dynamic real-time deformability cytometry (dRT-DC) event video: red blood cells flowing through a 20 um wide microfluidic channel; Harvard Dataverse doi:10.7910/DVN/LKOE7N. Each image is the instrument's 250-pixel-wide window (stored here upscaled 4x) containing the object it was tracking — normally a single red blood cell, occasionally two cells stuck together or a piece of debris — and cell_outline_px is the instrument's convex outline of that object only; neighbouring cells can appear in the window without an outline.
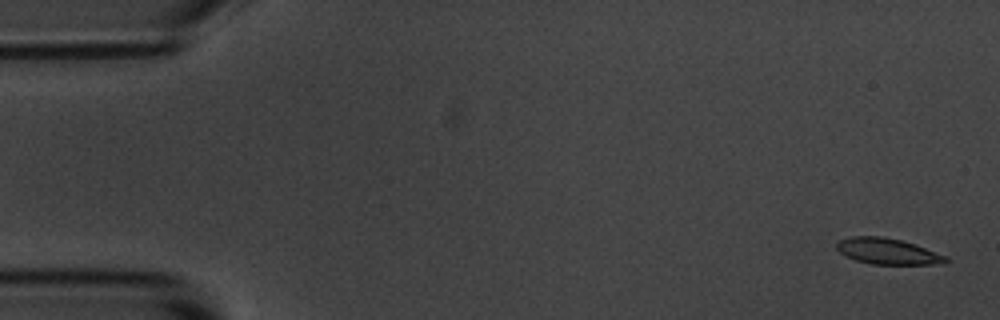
{"species": "common noctule bat (a hibernating species)", "species_latin": "Nyctalus noctula", "temperature_condition": "room temperature", "stored_images_in_passage": 5, "camera_frame_rate_fps": 3000, "um_per_image_px": 0.085, "animal": {"sex": "male", "body_mass_g": 20.1, "forearm_length_mm": 53.5}, "frame": {"image": 1, "passage_image": 1, "time_ms": 0.0, "image_size_px": [1000, 320], "cell_outline_px": [[948, 260], [944, 264], [872, 264], [856, 260], [840, 252], [836, 248], [836, 244], [840, 240], [852, 236], [884, 236], [916, 244], [948, 256]], "centroid_in_image_um": [75.49, 21.36], "position_along_channel_um": 9.5, "area_um2": 16.53}}
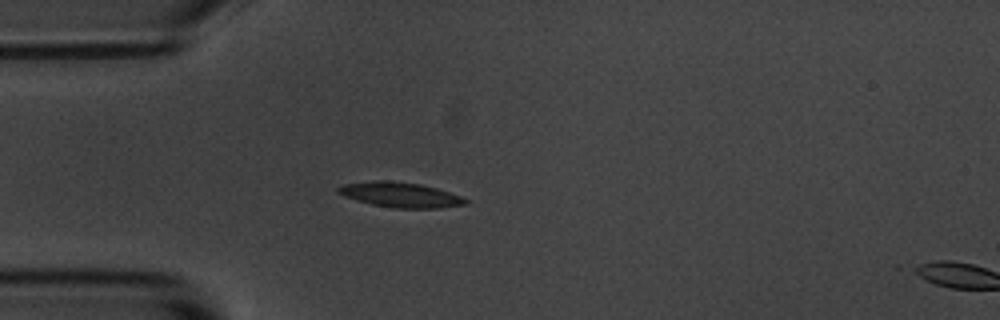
{"frame": {"image": 2, "passage_image": 4, "time_ms": 4.333, "image_size_px": [1000, 320], "cell_outline_px": [[468, 204], [440, 208], [392, 208], [372, 204], [356, 200], [344, 196], [336, 192], [336, 188], [344, 184], [376, 180], [388, 180], [420, 184], [436, 188], [460, 196], [468, 200]], "centroid_in_image_um": [34.01, 16.56], "position_along_channel_um": 51.0, "area_um2": 18.55}}